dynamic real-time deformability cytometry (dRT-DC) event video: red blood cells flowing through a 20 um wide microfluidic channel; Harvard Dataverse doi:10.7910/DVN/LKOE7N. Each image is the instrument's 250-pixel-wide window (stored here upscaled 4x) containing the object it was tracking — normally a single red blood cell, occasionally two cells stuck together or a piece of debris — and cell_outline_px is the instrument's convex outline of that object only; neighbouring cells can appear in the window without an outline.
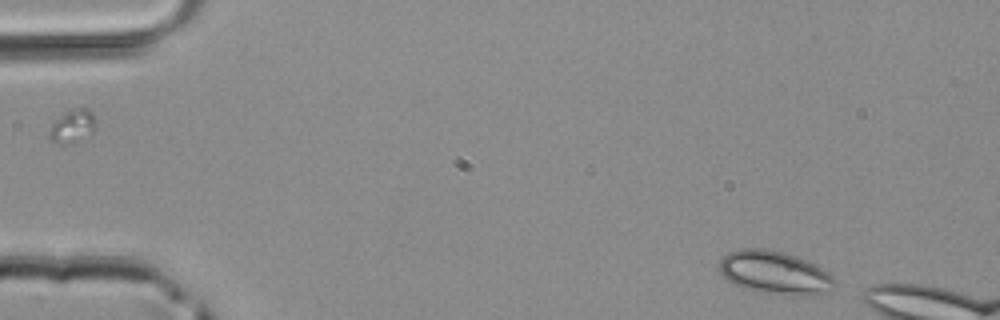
{"species": "common noctule bat (a hibernating species)", "species_latin": "Nyctalus noctula", "temperature_condition": "room temperature", "stored_images_in_passage": 46, "camera_frame_rate_fps": 3000, "um_per_image_px": 0.085, "animal": {"sex": "male", "body_mass_g": 20.4}, "frame": {"image": 1, "passage_image": 1, "time_ms": 0.0, "image_size_px": [1000, 320], "cell_outline_px": [[836, 284], [824, 292], [812, 296], [796, 296], [760, 292], [744, 288], [728, 280], [720, 272], [720, 260], [728, 252], [740, 248], [764, 248], [784, 252], [796, 256], [816, 264], [828, 272], [836, 280]], "centroid_in_image_um": [65.87, 23.17], "position_along_channel_um": 19.1, "area_um2": 29.07}}
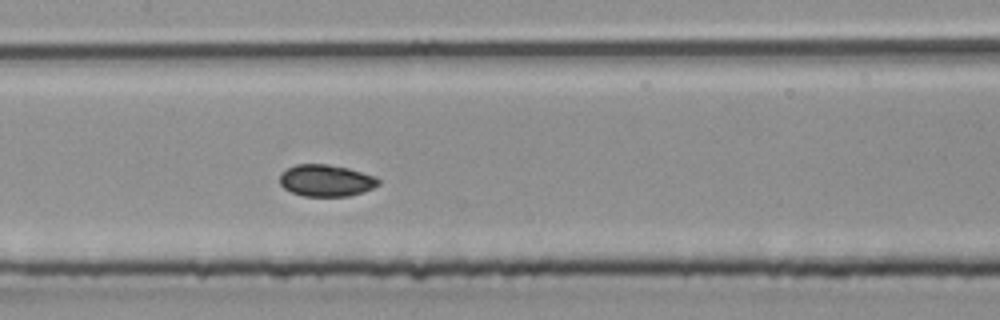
{"frame": {"image": 2, "passage_image": 20, "time_ms": 6.333, "image_size_px": [1000, 320], "cell_outline_px": [[380, 184], [364, 192], [348, 196], [304, 196], [292, 192], [284, 188], [280, 184], [280, 176], [288, 168], [296, 164], [328, 164], [348, 168], [376, 176], [380, 180]], "centroid_in_image_um": [27.75, 15.34], "position_along_channel_um": 179.6, "area_um2": 18.26}}
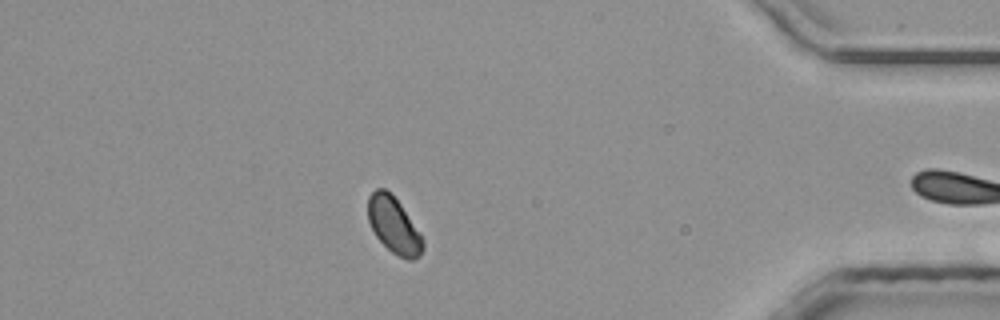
{"frame": {"image": 3, "passage_image": 39, "time_ms": 12.667, "image_size_px": [1000, 320], "cell_outline_px": [[424, 248], [420, 256], [412, 260], [408, 260], [392, 252], [376, 236], [368, 220], [368, 196], [376, 188], [384, 188], [392, 192], [420, 232], [424, 240]], "centroid_in_image_um": [33.49, 19.12], "position_along_channel_um": 401.7, "area_um2": 18.03}}